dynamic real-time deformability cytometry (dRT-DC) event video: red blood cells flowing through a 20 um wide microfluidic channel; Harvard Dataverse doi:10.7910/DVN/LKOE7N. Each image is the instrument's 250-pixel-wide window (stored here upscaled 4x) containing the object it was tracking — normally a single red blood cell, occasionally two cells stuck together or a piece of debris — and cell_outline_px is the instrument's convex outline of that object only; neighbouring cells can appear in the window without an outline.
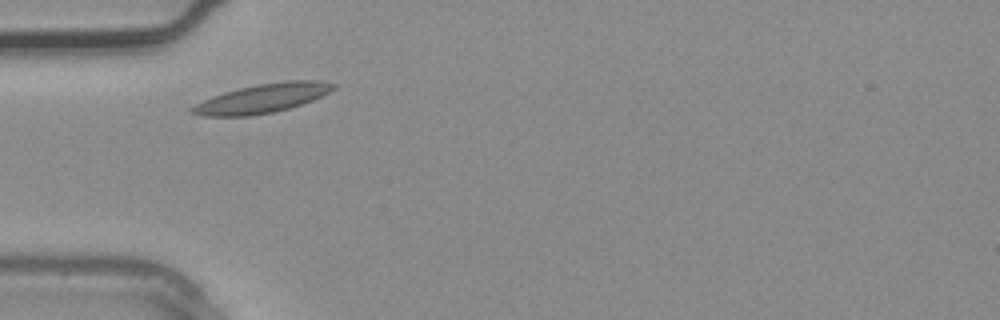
{"species": "common noctule bat (a hibernating species)", "species_latin": "Nyctalus noctula", "temperature_condition": "warm", "stored_images_in_passage": 2, "camera_frame_rate_fps": 3000, "um_per_image_px": 0.085, "animal": {"sex": "male", "body_mass_g": 20.4}, "frame": {"image": 1, "passage_image": 1, "time_ms": 0.0, "image_size_px": [1000, 320], "cell_outline_px": [[336, 88], [312, 100], [288, 108], [272, 112], [252, 116], [204, 116], [188, 112], [188, 108], [204, 100], [224, 92], [240, 88], [260, 84], [284, 80], [320, 80], [336, 84]], "centroid_in_image_um": [22.29, 8.36], "position_along_channel_um": 62.7, "area_um2": 23.7}}